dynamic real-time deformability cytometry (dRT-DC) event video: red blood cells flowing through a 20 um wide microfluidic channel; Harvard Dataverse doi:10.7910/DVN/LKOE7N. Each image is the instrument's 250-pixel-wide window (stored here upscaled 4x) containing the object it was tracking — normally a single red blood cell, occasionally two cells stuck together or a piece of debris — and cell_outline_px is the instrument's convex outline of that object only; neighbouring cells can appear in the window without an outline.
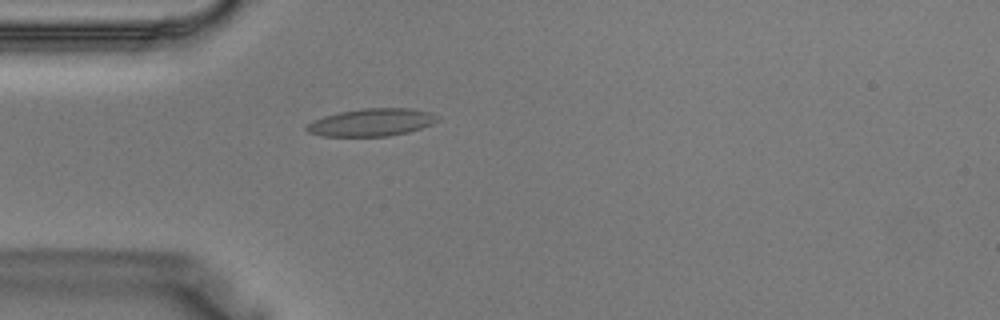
{"species": "Egyptian fruit bat (a non-hibernating species)", "species_latin": "Rousettus aegyptiacus", "temperature_condition": "warm", "stored_images_in_passage": 26, "camera_frame_rate_fps": 3000, "um_per_image_px": 0.085, "animal": {"sex": "male"}, "frame": {"image": 1, "passage_image": 3, "time_ms": 0.667, "image_size_px": [1000, 320], "cell_outline_px": [[440, 120], [432, 124], [408, 132], [388, 136], [320, 136], [308, 132], [304, 128], [312, 120], [324, 116], [340, 112], [364, 108], [412, 108], [432, 112], [440, 116]], "centroid_in_image_um": [31.61, 10.39], "position_along_channel_um": 53.4, "area_um2": 21.21}}
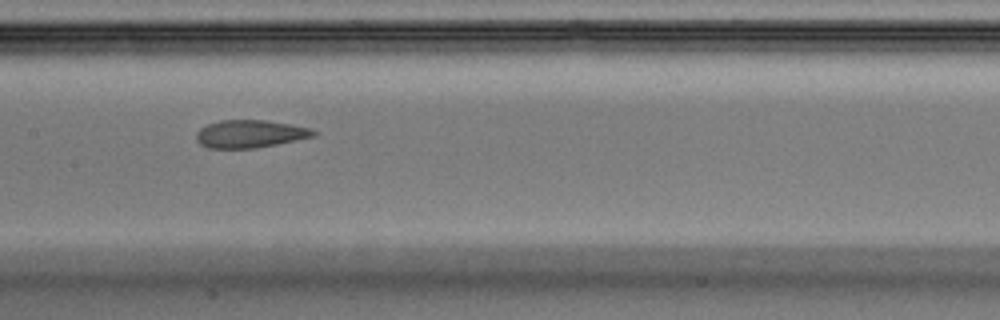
{"frame": {"image": 2, "passage_image": 11, "time_ms": 3.333, "image_size_px": [1000, 320], "cell_outline_px": [[316, 136], [256, 148], [208, 148], [200, 144], [196, 140], [196, 132], [200, 128], [208, 124], [220, 120], [264, 120], [292, 124], [312, 128], [316, 132]], "centroid_in_image_um": [21.25, 11.37], "position_along_channel_um": 186.1, "area_um2": 19.02}}
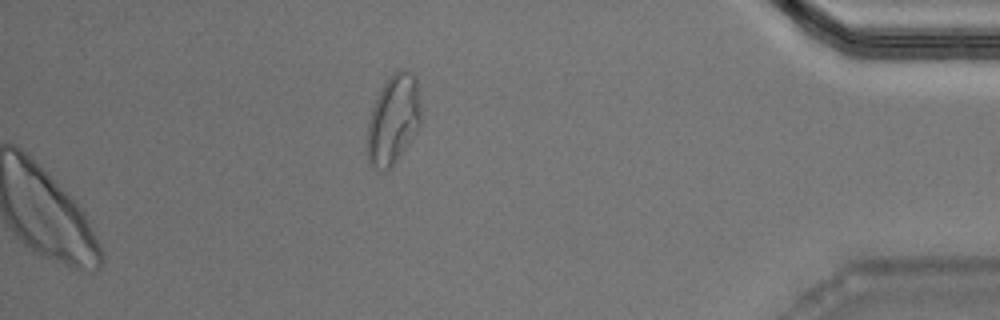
{"frame": {"image": 3, "passage_image": 26, "time_ms": 8.333, "image_size_px": [1000, 320], "cell_outline_px": [[420, 124], [392, 168], [380, 172], [372, 168], [368, 160], [368, 120], [372, 108], [388, 76], [392, 72], [400, 68], [404, 68], [416, 76], [420, 108]], "centroid_in_image_um": [33.42, 10.16], "position_along_channel_um": 401.8, "area_um2": 27.86}}